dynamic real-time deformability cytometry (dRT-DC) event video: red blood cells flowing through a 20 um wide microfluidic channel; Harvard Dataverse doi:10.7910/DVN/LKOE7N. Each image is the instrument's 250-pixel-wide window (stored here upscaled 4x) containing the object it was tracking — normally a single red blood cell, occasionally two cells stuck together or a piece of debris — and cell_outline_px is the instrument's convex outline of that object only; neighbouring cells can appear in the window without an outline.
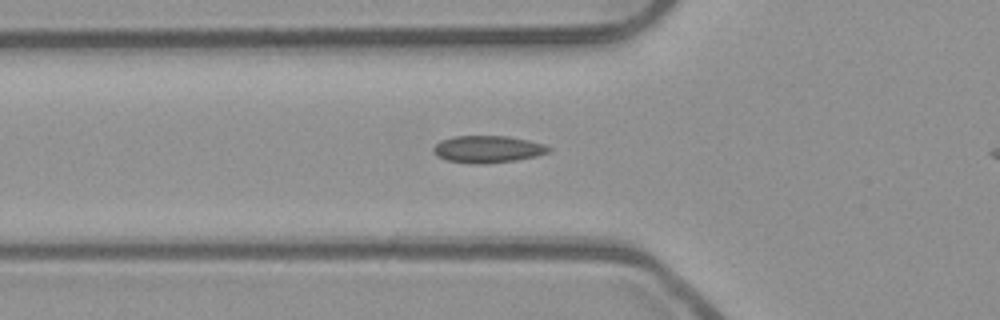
{"species": "common noctule bat (a hibernating species)", "species_latin": "Nyctalus noctula", "temperature_condition": "room temperature", "stored_images_in_passage": 31, "camera_frame_rate_fps": 3000, "um_per_image_px": 0.085, "animal": {"sex": "male", "body_mass_g": 23.1, "forearm_length_mm": 52.7}, "frame": {"image": 1, "passage_image": 3, "time_ms": 0.667, "image_size_px": [1000, 320], "cell_outline_px": [[552, 148], [548, 152], [536, 156], [516, 160], [484, 164], [472, 164], [444, 160], [436, 156], [432, 152], [432, 148], [440, 140], [452, 136], [508, 136], [528, 140], [544, 144]], "centroid_in_image_um": [41.4, 12.68], "position_along_channel_um": 84.4, "area_um2": 18.44}}
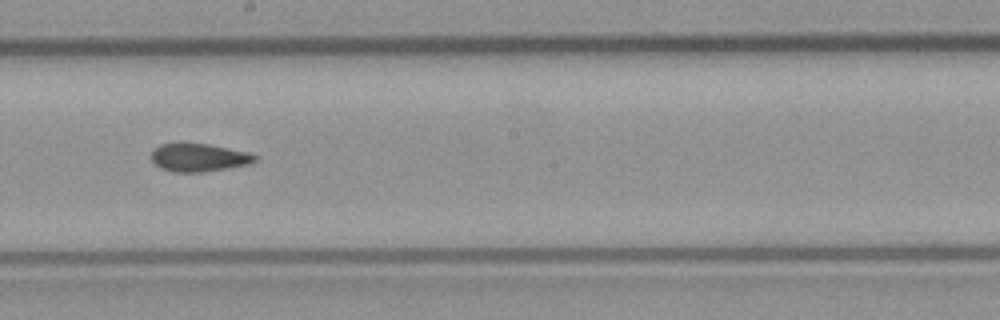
{"frame": {"image": 2, "passage_image": 14, "time_ms": 4.333, "image_size_px": [1000, 320], "cell_outline_px": [[256, 160], [248, 164], [200, 172], [172, 172], [160, 168], [152, 160], [152, 148], [160, 144], [208, 144], [248, 152], [256, 156]], "centroid_in_image_um": [16.85, 13.39], "position_along_channel_um": 231.3, "area_um2": 16.59}}
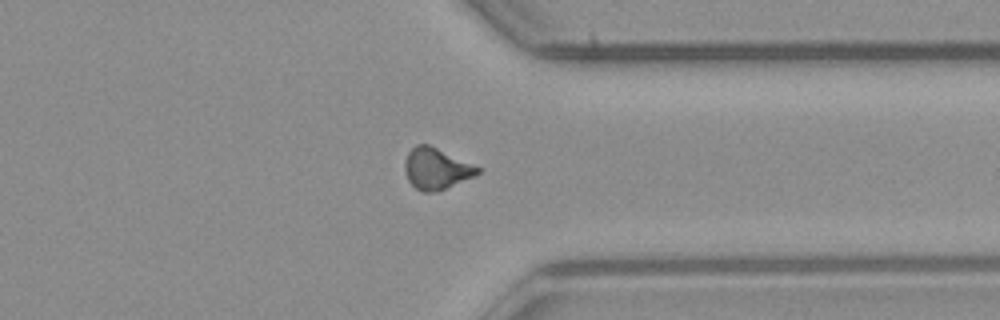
{"frame": {"image": 3, "passage_image": 25, "time_ms": 8.0, "image_size_px": [1000, 320], "cell_outline_px": [[484, 168], [480, 172], [472, 176], [436, 192], [424, 192], [416, 188], [408, 180], [404, 168], [404, 164], [408, 152], [416, 144], [428, 144]], "centroid_in_image_um": [37.09, 14.32], "position_along_channel_um": 374.3, "area_um2": 17.4}, "authors_computed_cell_mechanics": {"area_um2": 17.2822, "velocity_mm_per_s": 3.9714, "shape_relaxation_time_tau1_ms": null, "shape_relaxation_time_tau2_ms": 9.1425, "deformation_change_tau1": null, "deformation_change_tau2": 0.1363}}